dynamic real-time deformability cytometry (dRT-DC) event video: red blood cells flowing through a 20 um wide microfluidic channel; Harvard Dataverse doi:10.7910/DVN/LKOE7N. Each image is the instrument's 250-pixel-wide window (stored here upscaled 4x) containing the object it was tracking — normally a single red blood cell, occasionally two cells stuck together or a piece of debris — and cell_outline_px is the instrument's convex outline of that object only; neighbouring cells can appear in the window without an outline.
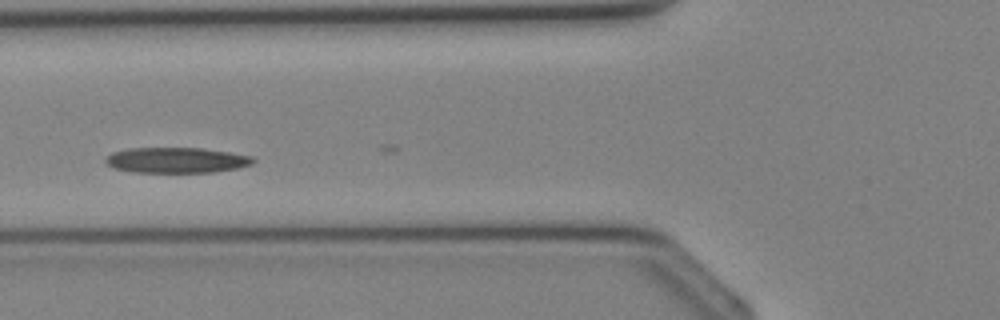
{"species": "Egyptian fruit bat (a non-hibernating species)", "species_latin": "Rousettus aegyptiacus", "temperature_condition": "cold", "stored_images_in_passage": 28, "camera_frame_rate_fps": 3000, "um_per_image_px": 0.085, "animal": {"sex": "female"}, "frame": {"image": 1, "passage_image": 3, "time_ms": 0.667, "image_size_px": [1000, 320], "cell_outline_px": [[256, 160], [252, 164], [236, 168], [212, 172], [132, 172], [116, 168], [108, 164], [104, 160], [112, 152], [128, 148], [200, 148], [228, 152], [252, 156]], "centroid_in_image_um": [15.0, 13.61], "position_along_channel_um": 110.8, "area_um2": 21.73}}
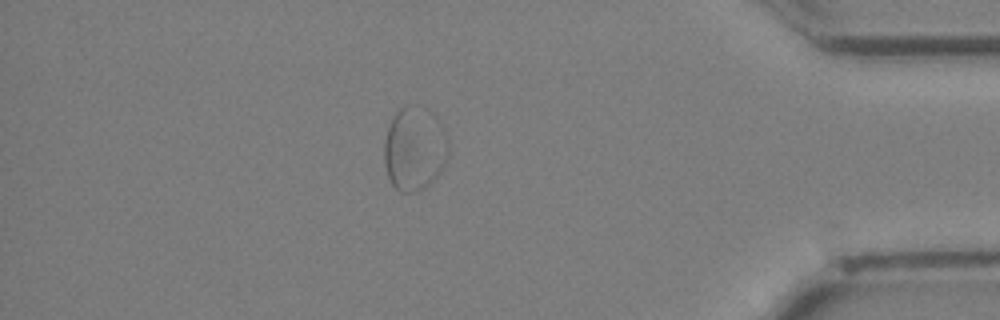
{"frame": {"image": 2, "passage_image": 28, "time_ms": 9.0, "image_size_px": [1000, 320], "cell_outline_px": [[448, 156], [444, 164], [436, 176], [424, 188], [412, 192], [400, 192], [392, 184], [388, 176], [384, 164], [384, 144], [388, 128], [396, 112], [400, 108], [408, 104], [432, 112], [436, 116], [444, 128], [448, 140]], "centroid_in_image_um": [35.23, 12.63], "position_along_channel_um": 400.0, "area_um2": 31.21}}